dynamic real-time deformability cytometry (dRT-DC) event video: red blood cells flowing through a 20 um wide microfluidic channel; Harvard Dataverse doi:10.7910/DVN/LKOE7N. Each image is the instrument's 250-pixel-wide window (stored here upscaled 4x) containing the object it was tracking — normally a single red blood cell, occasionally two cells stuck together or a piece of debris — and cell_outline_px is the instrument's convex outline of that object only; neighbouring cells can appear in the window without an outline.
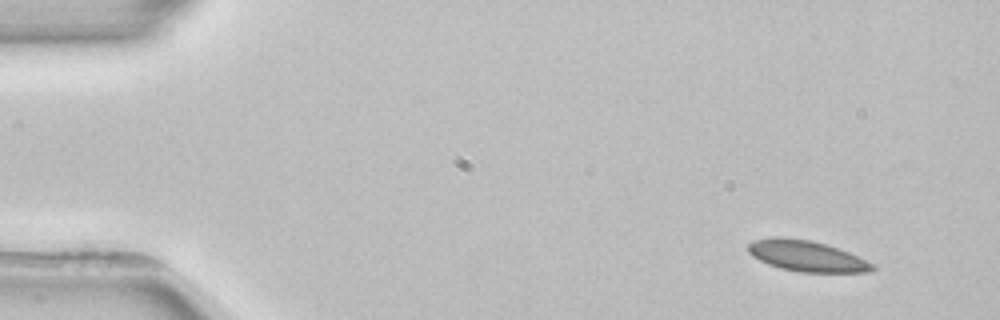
{"species": "common noctule bat (a hibernating species)", "species_latin": "Nyctalus noctula", "temperature_condition": "room temperature", "stored_images_in_passage": 3, "camera_frame_rate_fps": 3000, "um_per_image_px": 0.085, "animal": {"sex": "female", "body_mass_g": 22.7, "forearm_length_mm": 54.2}, "frame": {"image": 1, "passage_image": 1, "time_ms": 0.0, "image_size_px": [1000, 320], "cell_outline_px": [[876, 268], [872, 272], [800, 272], [780, 268], [768, 264], [752, 256], [748, 252], [748, 244], [752, 240], [772, 236], [776, 236], [808, 240], [824, 244], [848, 252], [872, 264]], "centroid_in_image_um": [68.5, 21.76], "position_along_channel_um": 16.5, "area_um2": 22.14}}
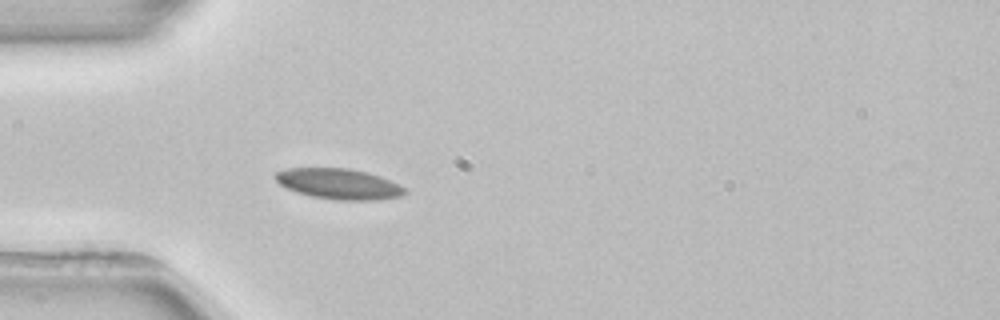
{"frame": {"image": 2, "passage_image": 3, "time_ms": 3.667, "image_size_px": [1000, 320], "cell_outline_px": [[408, 192], [400, 196], [376, 200], [336, 200], [312, 196], [296, 192], [280, 184], [272, 176], [276, 172], [288, 168], [348, 168], [368, 172], [392, 180], [404, 188]], "centroid_in_image_um": [28.8, 15.62], "position_along_channel_um": 56.2, "area_um2": 23.12}}